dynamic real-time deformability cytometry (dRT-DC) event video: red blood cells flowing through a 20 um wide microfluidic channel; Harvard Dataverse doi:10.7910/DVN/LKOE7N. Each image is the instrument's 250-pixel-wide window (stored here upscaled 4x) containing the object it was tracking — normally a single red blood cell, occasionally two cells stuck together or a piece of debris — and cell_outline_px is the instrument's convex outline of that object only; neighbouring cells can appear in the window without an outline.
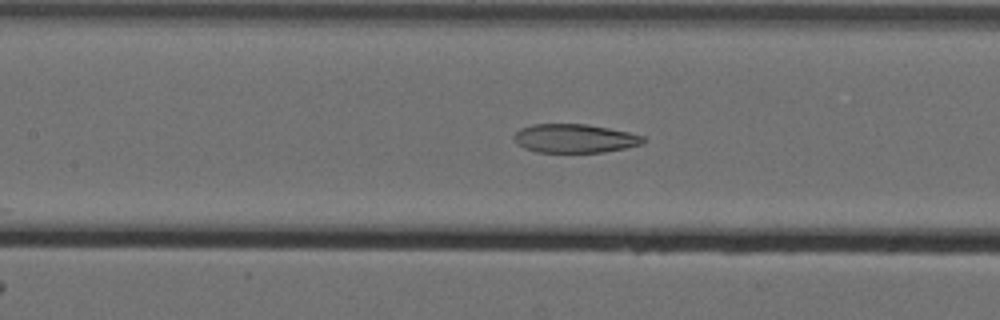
{"species": "Egyptian fruit bat (a non-hibernating species)", "species_latin": "Rousettus aegyptiacus", "temperature_condition": "cold", "stored_images_in_passage": 39, "camera_frame_rate_fps": 3000, "um_per_image_px": 0.085, "animal": {"sex": "female"}, "frame": {"image": 1, "passage_image": 33, "time_ms": 10.667, "image_size_px": [1000, 320], "cell_outline_px": [[648, 140], [644, 144], [604, 152], [536, 152], [524, 148], [516, 144], [512, 136], [520, 128], [532, 124], [588, 124], [628, 132], [644, 136]], "centroid_in_image_um": [48.84, 11.76], "position_along_channel_um": 158.6, "area_um2": 21.85}}
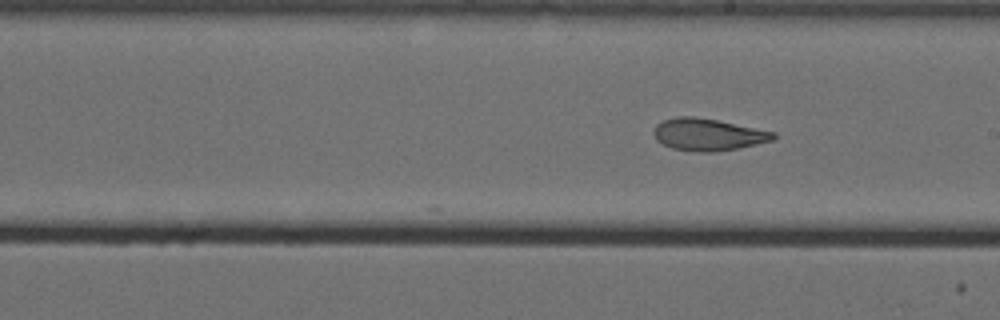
{"frame": {"image": 2, "passage_image": 39, "time_ms": 12.667, "image_size_px": [1000, 320], "cell_outline_px": [[776, 136], [772, 140], [740, 148], [716, 152], [696, 152], [672, 148], [656, 140], [652, 132], [656, 124], [664, 120], [676, 116], [692, 116], [716, 120], [776, 132]], "centroid_in_image_um": [60.15, 11.44], "position_along_channel_um": 228.8, "area_um2": 22.37}}